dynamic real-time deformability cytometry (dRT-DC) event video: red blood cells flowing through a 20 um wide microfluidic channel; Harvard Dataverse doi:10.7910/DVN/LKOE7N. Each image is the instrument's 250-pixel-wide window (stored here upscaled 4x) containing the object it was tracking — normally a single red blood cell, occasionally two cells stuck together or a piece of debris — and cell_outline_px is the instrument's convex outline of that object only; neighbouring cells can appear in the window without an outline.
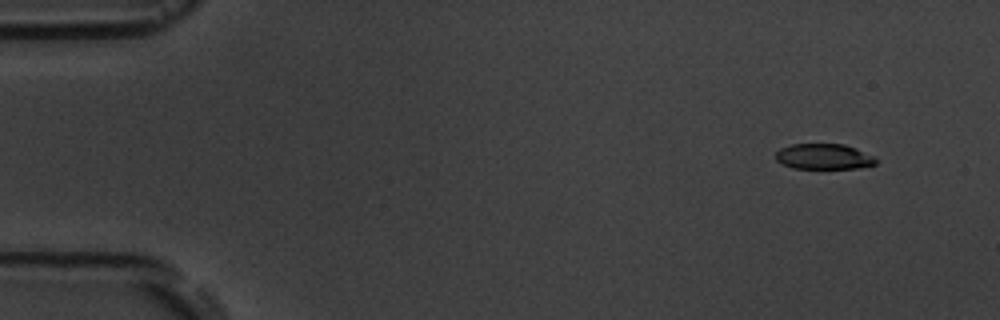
{"species": "common noctule bat (a hibernating species)", "species_latin": "Nyctalus noctula", "temperature_condition": "room temperature", "stored_images_in_passage": 8, "camera_frame_rate_fps": 3000, "um_per_image_px": 0.085, "animal": {"sex": "male", "body_mass_g": 19.5, "forearm_length_mm": 54.6}, "frame": {"image": 1, "passage_image": 2, "time_ms": 1.333, "image_size_px": [1000, 320], "cell_outline_px": [[876, 164], [856, 168], [792, 168], [776, 160], [776, 152], [780, 148], [792, 144], [844, 144], [856, 148], [876, 156]], "centroid_in_image_um": [70.05, 13.3], "position_along_channel_um": 15.0, "area_um2": 14.91}}
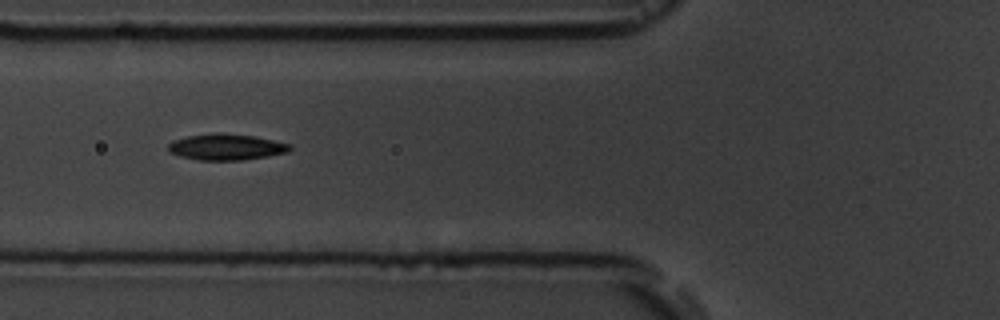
{"frame": {"image": 2, "passage_image": 7, "time_ms": 7.0, "image_size_px": [1000, 320], "cell_outline_px": [[292, 148], [288, 152], [268, 156], [244, 160], [200, 160], [180, 156], [168, 152], [168, 144], [172, 140], [188, 136], [220, 132], [256, 136], [292, 144]], "centroid_in_image_um": [19.25, 12.49], "position_along_channel_um": 106.6, "area_um2": 18.73}}
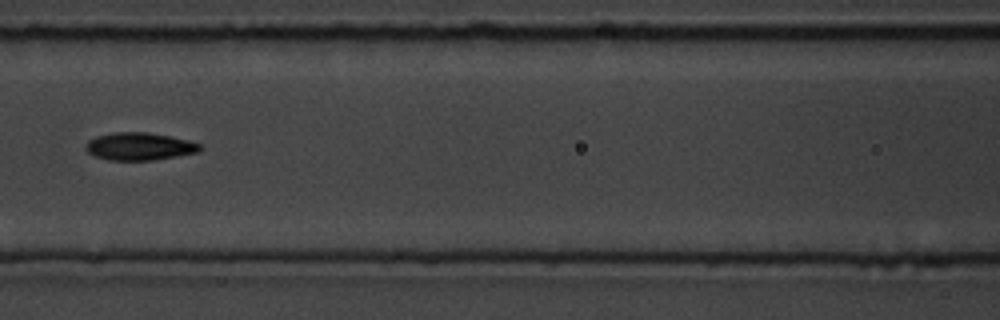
{"frame": {"image": 3, "passage_image": 8, "time_ms": 8.333, "image_size_px": [1000, 320], "cell_outline_px": [[200, 148], [196, 152], [176, 156], [152, 160], [108, 160], [96, 156], [88, 152], [84, 148], [88, 140], [96, 136], [112, 132], [148, 132], [172, 136], [188, 140], [200, 144]], "centroid_in_image_um": [11.81, 12.43], "position_along_channel_um": 154.8, "area_um2": 18.32}}